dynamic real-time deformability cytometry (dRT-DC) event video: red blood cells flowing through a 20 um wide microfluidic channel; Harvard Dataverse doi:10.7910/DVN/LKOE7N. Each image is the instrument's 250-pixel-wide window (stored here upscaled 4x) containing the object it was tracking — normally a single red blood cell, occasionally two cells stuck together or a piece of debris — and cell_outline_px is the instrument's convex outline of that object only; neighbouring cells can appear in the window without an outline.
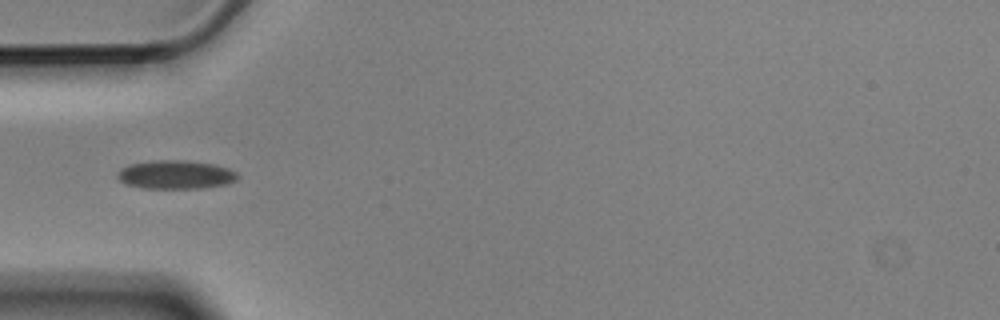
{"species": "Egyptian fruit bat (a non-hibernating species)", "species_latin": "Rousettus aegyptiacus", "temperature_condition": "cold", "stored_images_in_passage": 8, "camera_frame_rate_fps": 3000, "um_per_image_px": 0.085, "animal": {"sex": "male"}, "frame": {"image": 1, "passage_image": 5, "time_ms": 1.333, "image_size_px": [1000, 320], "cell_outline_px": [[240, 176], [236, 180], [224, 184], [204, 188], [140, 188], [124, 184], [116, 176], [116, 172], [120, 168], [128, 164], [156, 160], [184, 160], [212, 164], [228, 168], [236, 172]], "centroid_in_image_um": [14.88, 14.84], "position_along_channel_um": 70.1, "area_um2": 20.17}}
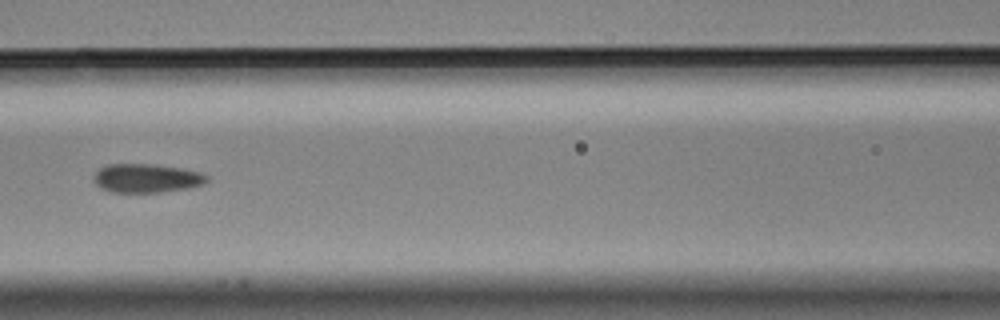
{"frame": {"image": 2, "passage_image": 7, "time_ms": 2.0, "image_size_px": [1000, 320], "cell_outline_px": [[208, 180], [204, 184], [188, 188], [160, 192], [112, 192], [100, 188], [92, 180], [92, 176], [100, 168], [108, 164], [156, 164], [180, 168], [200, 172], [208, 176]], "centroid_in_image_um": [12.43, 15.14], "position_along_channel_um": 154.2, "area_um2": 19.07}}
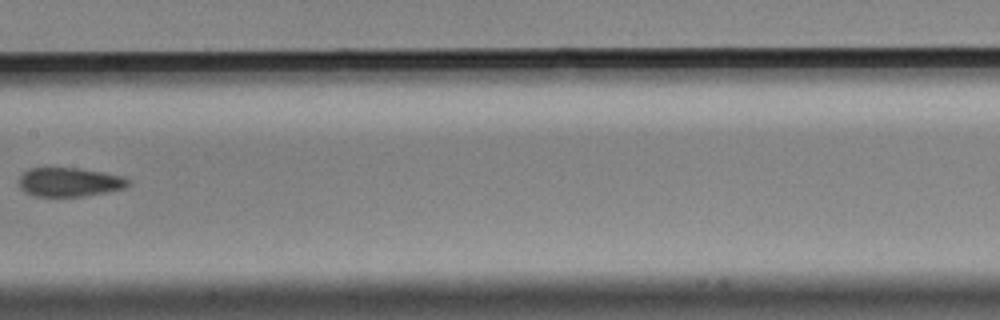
{"frame": {"image": 3, "passage_image": 8, "time_ms": 2.333, "image_size_px": [1000, 320], "cell_outline_px": [[132, 184], [124, 188], [84, 196], [36, 196], [24, 192], [20, 188], [20, 176], [24, 172], [32, 168], [80, 168], [104, 172], [124, 176], [132, 180]], "centroid_in_image_um": [5.96, 15.47], "position_along_channel_um": 201.4, "area_um2": 18.5}}